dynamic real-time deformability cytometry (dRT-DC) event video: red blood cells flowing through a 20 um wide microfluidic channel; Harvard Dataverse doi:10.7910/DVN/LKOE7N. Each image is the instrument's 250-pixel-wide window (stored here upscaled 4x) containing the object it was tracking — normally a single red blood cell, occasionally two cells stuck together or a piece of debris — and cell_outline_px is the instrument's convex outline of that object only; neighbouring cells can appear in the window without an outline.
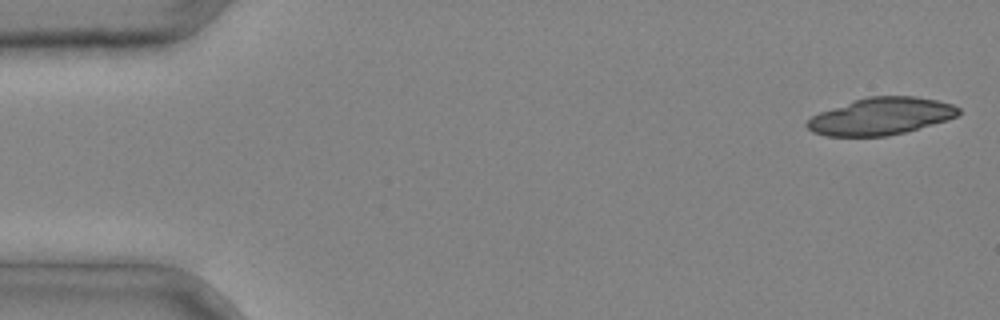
{"species": "common noctule bat (a hibernating species)", "species_latin": "Nyctalus noctula", "temperature_condition": "cold", "stored_images_in_passage": 5, "camera_frame_rate_fps": 3000, "um_per_image_px": 0.085, "animal": {"sex": "male", "body_mass_g": 20.4}, "frame": {"image": 1, "passage_image": 1, "time_ms": 0.0, "image_size_px": [1000, 320], "cell_outline_px": [[960, 112], [956, 116], [948, 120], [904, 132], [888, 136], [824, 136], [812, 132], [804, 124], [812, 116], [820, 112], [852, 100], [868, 96], [916, 96], [936, 100], [952, 104], [960, 108]], "centroid_in_image_um": [74.86, 9.88], "position_along_channel_um": 10.1, "area_um2": 32.83}}